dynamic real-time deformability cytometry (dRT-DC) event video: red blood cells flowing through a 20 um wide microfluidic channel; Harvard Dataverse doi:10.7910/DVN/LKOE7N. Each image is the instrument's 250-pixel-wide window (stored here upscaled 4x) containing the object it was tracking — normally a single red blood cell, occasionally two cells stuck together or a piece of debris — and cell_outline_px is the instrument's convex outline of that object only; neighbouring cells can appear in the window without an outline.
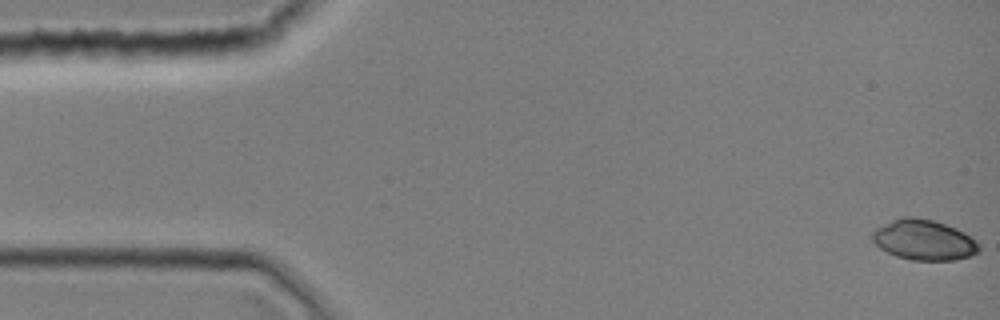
{"species": "common noctule bat (a hibernating species)", "species_latin": "Nyctalus noctula", "temperature_condition": "room temperature", "stored_images_in_passage": 39, "camera_frame_rate_fps": 3000, "um_per_image_px": 0.085, "animal": {"sex": "female", "body_mass_g": 19.0, "forearm_length_mm": 51.5}, "frame": {"image": 1, "passage_image": 1, "time_ms": 0.0, "image_size_px": [1000, 320], "cell_outline_px": [[980, 248], [976, 252], [968, 256], [956, 260], [912, 260], [896, 256], [880, 248], [872, 240], [872, 232], [876, 228], [900, 216], [912, 216], [932, 220], [956, 228], [964, 232], [976, 240], [980, 244]], "centroid_in_image_um": [78.52, 20.39], "position_along_channel_um": 6.5, "area_um2": 25.03}}
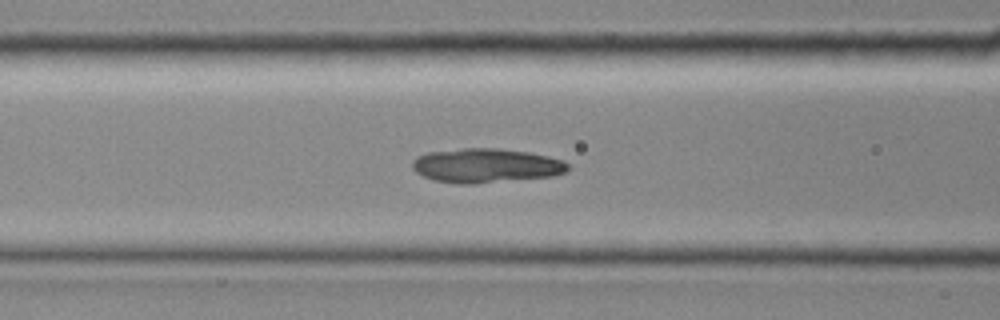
{"frame": {"image": 2, "passage_image": 16, "time_ms": 5.0, "image_size_px": [1000, 320], "cell_outline_px": [[568, 168], [564, 172], [552, 176], [472, 184], [460, 184], [432, 180], [416, 172], [412, 168], [412, 160], [416, 156], [428, 152], [460, 148], [500, 148], [528, 152], [548, 156], [564, 160], [568, 164]], "centroid_in_image_um": [41.27, 14.06], "position_along_channel_um": 125.3, "area_um2": 31.15}}
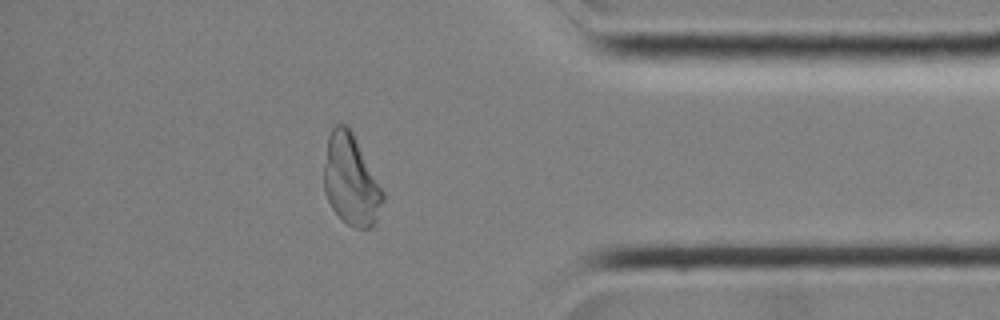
{"frame": {"image": 3, "passage_image": 34, "time_ms": 11.0, "image_size_px": [1000, 320], "cell_outline_px": [[384, 200], [376, 224], [368, 228], [352, 228], [332, 208], [324, 192], [324, 168], [328, 136], [332, 128], [336, 124], [344, 124], [352, 132], [384, 192]], "centroid_in_image_um": [29.84, 15.34], "position_along_channel_um": 405.4, "area_um2": 30.87}}